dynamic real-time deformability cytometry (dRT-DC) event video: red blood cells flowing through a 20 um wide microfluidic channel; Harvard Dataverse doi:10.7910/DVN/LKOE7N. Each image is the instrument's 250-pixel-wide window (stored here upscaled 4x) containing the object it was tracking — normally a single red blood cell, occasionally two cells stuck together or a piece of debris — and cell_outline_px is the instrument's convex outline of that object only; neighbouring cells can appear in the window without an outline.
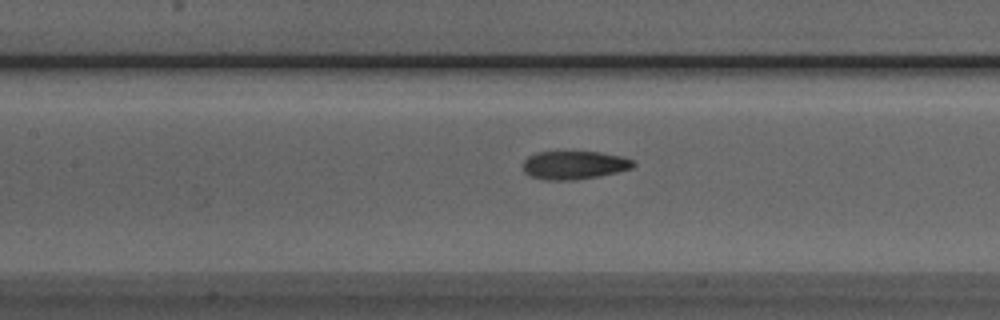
{"species": "Egyptian fruit bat (a non-hibernating species)", "species_latin": "Rousettus aegyptiacus", "temperature_condition": "room temperature", "stored_images_in_passage": 30, "camera_frame_rate_fps": 3000, "um_per_image_px": 0.085, "animal": {"sex": "male"}, "frame": {"image": 1, "passage_image": 8, "time_ms": 2.333, "image_size_px": [1000, 320], "cell_outline_px": [[636, 164], [632, 168], [616, 172], [596, 176], [572, 180], [548, 180], [532, 176], [524, 172], [524, 160], [528, 156], [536, 152], [600, 152], [620, 156], [632, 160]], "centroid_in_image_um": [48.8, 14.02], "position_along_channel_um": 158.6, "area_um2": 17.92}}
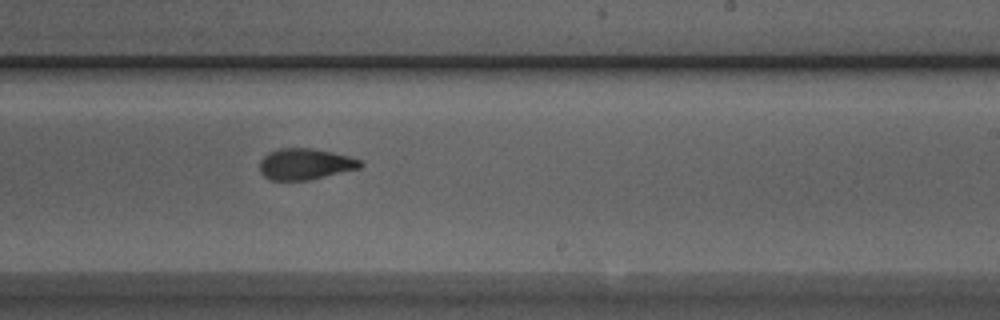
{"frame": {"image": 2, "passage_image": 16, "time_ms": 5.0, "image_size_px": [1000, 320], "cell_outline_px": [[364, 164], [360, 168], [308, 180], [272, 180], [264, 176], [260, 172], [260, 160], [268, 152], [280, 148], [312, 148], [332, 152], [348, 156], [360, 160]], "centroid_in_image_um": [25.93, 13.94], "position_along_channel_um": 263.1, "area_um2": 18.21}}
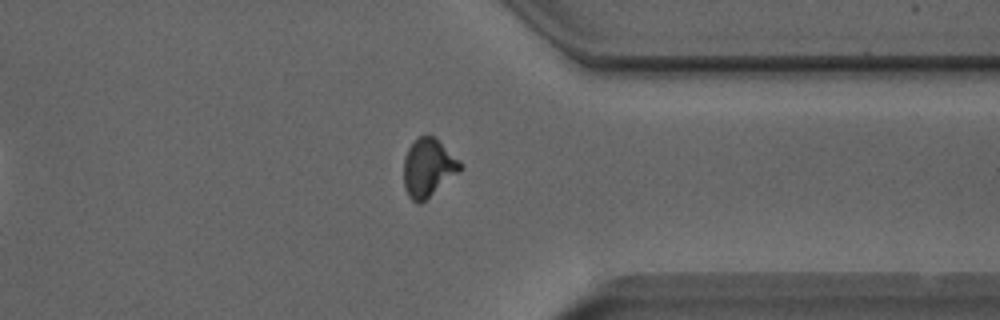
{"frame": {"image": 3, "passage_image": 25, "time_ms": 8.0, "image_size_px": [1000, 320], "cell_outline_px": [[464, 168], [460, 172], [420, 204], [416, 204], [408, 196], [404, 188], [404, 156], [408, 148], [420, 136], [428, 132], [436, 136], [464, 164]], "centroid_in_image_um": [36.43, 14.22], "position_along_channel_um": 375.0, "area_um2": 19.71}, "authors_computed_cell_mechanics": {"area_um2": 18.9006, "velocity_mm_per_s": 3.9292, "shape_relaxation_time_tau1_ms": 8.4718, "shape_relaxation_time_tau2_ms": 1.7625, "deformation_change_tau1": 0.2185, "deformation_change_tau2": 0.0831}}